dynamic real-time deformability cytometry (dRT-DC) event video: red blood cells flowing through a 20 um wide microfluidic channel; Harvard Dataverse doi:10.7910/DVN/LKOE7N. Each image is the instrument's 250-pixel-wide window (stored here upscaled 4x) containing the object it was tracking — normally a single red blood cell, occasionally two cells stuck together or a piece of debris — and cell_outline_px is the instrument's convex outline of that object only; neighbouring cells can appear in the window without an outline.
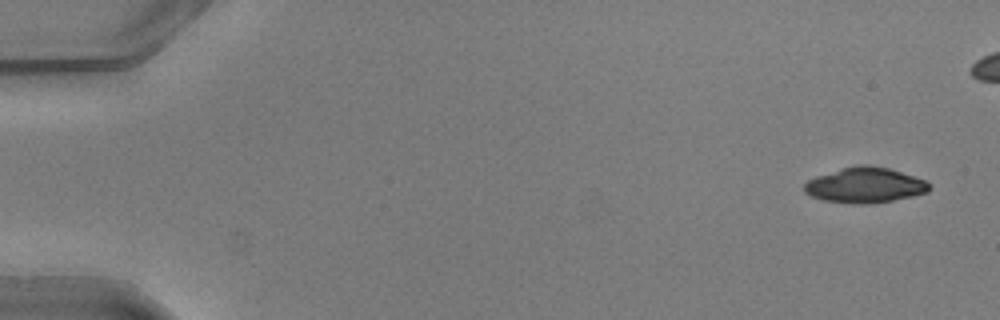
{"species": "common noctule bat (a hibernating species)", "species_latin": "Nyctalus noctula", "temperature_condition": "warm", "stored_images_in_passage": 45, "camera_frame_rate_fps": 3000, "um_per_image_px": 0.085, "animal": {"sex": "male", "body_mass_g": 20.5, "forearm_length_mm": 52.5}, "frame": {"image": 1, "passage_image": 1, "time_ms": 0.0, "image_size_px": [1000, 320], "cell_outline_px": [[932, 188], [928, 192], [912, 196], [872, 204], [852, 204], [824, 200], [812, 196], [804, 192], [804, 184], [808, 180], [816, 176], [840, 168], [860, 164], [868, 164], [888, 168], [928, 180], [932, 184]], "centroid_in_image_um": [73.56, 15.73], "position_along_channel_um": 11.4, "area_um2": 26.07}}